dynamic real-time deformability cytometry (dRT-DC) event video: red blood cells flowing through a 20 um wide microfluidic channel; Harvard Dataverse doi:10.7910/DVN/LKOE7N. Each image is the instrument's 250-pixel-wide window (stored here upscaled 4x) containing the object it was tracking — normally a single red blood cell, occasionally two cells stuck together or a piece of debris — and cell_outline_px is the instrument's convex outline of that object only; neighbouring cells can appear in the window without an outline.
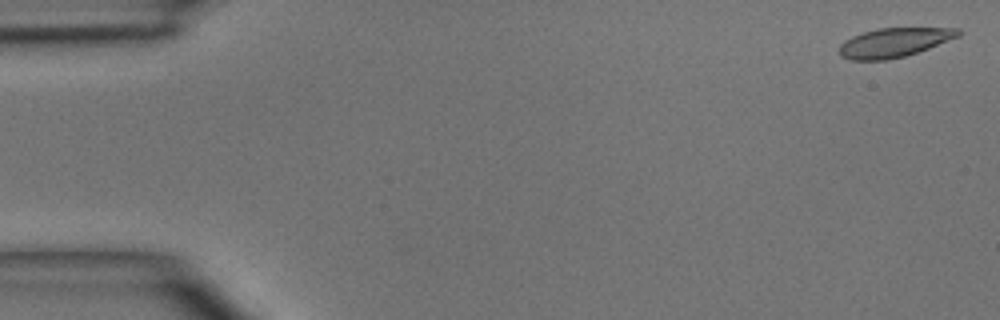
{"species": "common noctule bat (a hibernating species)", "species_latin": "Nyctalus noctula", "temperature_condition": "room temperature", "stored_images_in_passage": 7, "camera_frame_rate_fps": 3000, "um_per_image_px": 0.085, "animal": {"sex": "male", "body_mass_g": 15.6}, "frame": {"image": 1, "passage_image": 1, "time_ms": 0.0, "image_size_px": [1000, 320], "cell_outline_px": [[960, 36], [928, 48], [904, 56], [884, 60], [852, 60], [840, 56], [840, 44], [844, 40], [852, 36], [876, 28], [960, 28]], "centroid_in_image_um": [75.98, 3.61], "position_along_channel_um": 9.0, "area_um2": 20.06}}
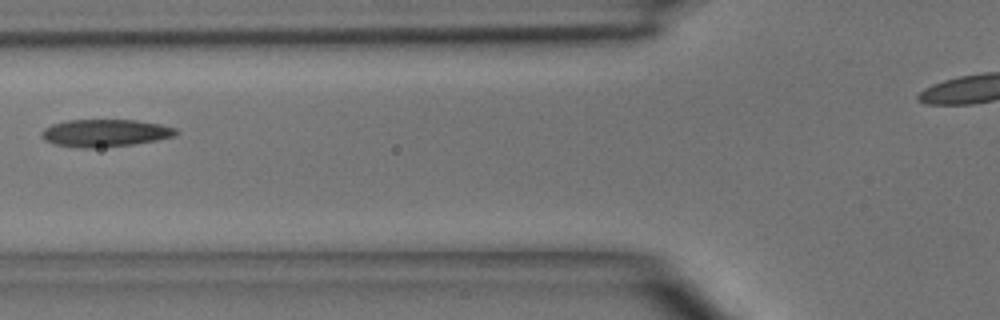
{"frame": {"image": 2, "passage_image": 6, "time_ms": 5.667, "image_size_px": [1000, 320], "cell_outline_px": [[180, 132], [176, 136], [156, 140], [132, 144], [92, 148], [80, 148], [52, 144], [44, 140], [40, 136], [40, 132], [44, 128], [52, 124], [64, 120], [136, 120], [160, 124], [176, 128]], "centroid_in_image_um": [8.9, 11.3], "position_along_channel_um": 116.9, "area_um2": 21.68}}